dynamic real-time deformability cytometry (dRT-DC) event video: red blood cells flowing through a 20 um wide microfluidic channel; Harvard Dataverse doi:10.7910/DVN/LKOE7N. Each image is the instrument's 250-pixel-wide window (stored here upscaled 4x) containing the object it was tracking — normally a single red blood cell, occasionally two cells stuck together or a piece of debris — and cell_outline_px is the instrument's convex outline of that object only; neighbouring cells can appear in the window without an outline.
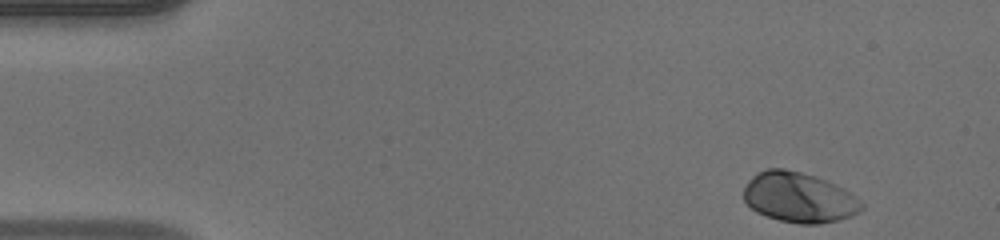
{"species": "human", "species_latin": "Homo sapiens", "temperature_condition": "warm", "stored_images_in_passage": 46, "camera_frame_rate_fps": 3000, "um_per_image_px": 0.085, "donor": {"sex": "male"}, "frame": {"image": 1, "passage_image": 1, "time_ms": 0.0, "image_size_px": [1000, 240], "cell_outline_px": [[864, 208], [852, 216], [820, 224], [800, 224], [780, 220], [756, 212], [744, 200], [744, 188], [748, 180], [756, 172], [768, 168], [784, 168], [816, 176], [844, 188], [864, 204]], "centroid_in_image_um": [67.91, 16.77], "position_along_channel_um": 17.1, "area_um2": 34.45}}
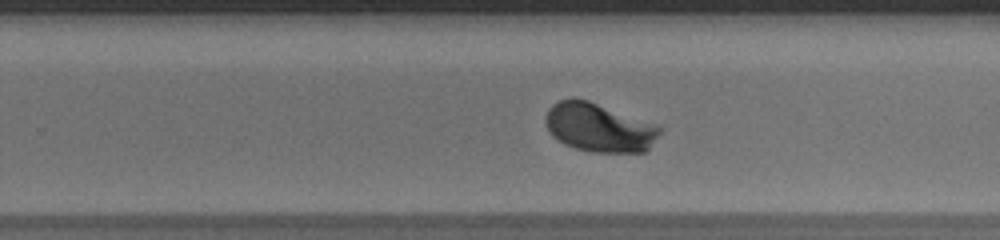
{"frame": {"image": 2, "passage_image": 28, "time_ms": 9.0, "image_size_px": [1000, 240], "cell_outline_px": [[660, 132], [648, 148], [644, 152], [592, 152], [576, 148], [564, 144], [552, 136], [544, 120], [548, 108], [552, 104], [560, 100], [572, 96], [588, 100], [656, 124], [660, 128]], "centroid_in_image_um": [50.87, 10.82], "position_along_channel_um": 278.9, "area_um2": 32.37}}
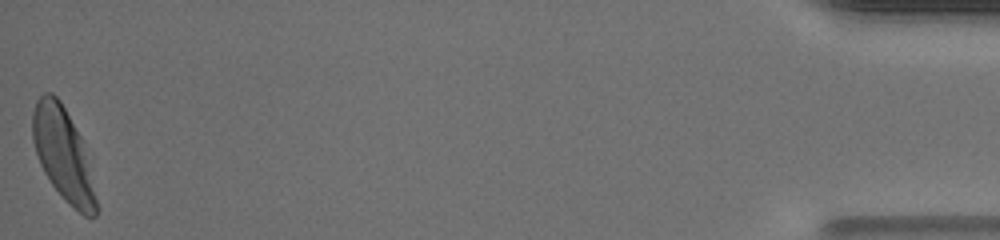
{"frame": {"image": 3, "passage_image": 46, "time_ms": 15.0, "image_size_px": [1000, 240], "cell_outline_px": [[100, 208], [96, 216], [84, 216], [68, 204], [52, 184], [44, 172], [40, 164], [32, 140], [32, 112], [36, 100], [44, 92], [52, 92], [60, 100], [80, 136]], "centroid_in_image_um": [5.35, 13.13], "position_along_channel_um": 429.8, "area_um2": 34.1}, "authors_computed_cell_mechanics": {"area_um2": 32.368, "velocity_mm_per_s": 4.112, "shape_relaxation_time_tau1_ms": 1.7322, "shape_relaxation_time_tau2_ms": null, "deformation_change_tau1": 0.1445, "deformation_change_tau2": null}}